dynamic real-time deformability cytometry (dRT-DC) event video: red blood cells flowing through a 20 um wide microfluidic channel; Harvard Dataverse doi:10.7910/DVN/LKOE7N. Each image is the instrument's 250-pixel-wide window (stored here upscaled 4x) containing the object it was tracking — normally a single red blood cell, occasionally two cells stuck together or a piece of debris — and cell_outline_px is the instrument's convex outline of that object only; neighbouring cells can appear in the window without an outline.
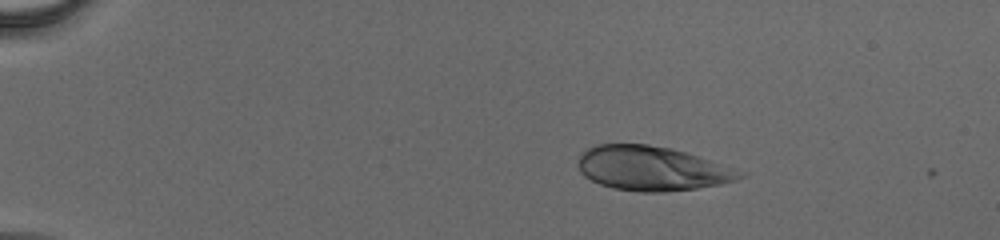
{"species": "human", "species_latin": "Homo sapiens", "temperature_condition": "cold", "stored_images_in_passage": 46, "camera_frame_rate_fps": 3000, "um_per_image_px": 0.085, "donor": {"sex": "male"}, "frame": {"image": 1, "passage_image": 1, "time_ms": 0.0, "image_size_px": [1000, 240], "cell_outline_px": [[748, 176], [736, 180], [720, 184], [696, 188], [664, 192], [640, 192], [612, 188], [600, 184], [584, 176], [580, 172], [580, 156], [588, 148], [596, 144], [648, 144], [672, 148], [748, 172]], "centroid_in_image_um": [55.47, 14.32], "position_along_channel_um": 29.5, "area_um2": 41.85}}
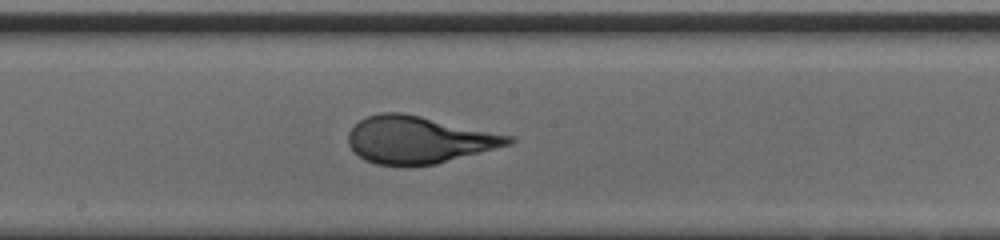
{"frame": {"image": 2, "passage_image": 23, "time_ms": 7.333, "image_size_px": [1000, 240], "cell_outline_px": [[516, 140], [512, 144], [436, 164], [376, 164], [364, 160], [348, 144], [348, 132], [364, 116], [380, 112], [400, 112], [420, 116], [516, 136]], "centroid_in_image_um": [35.62, 11.86], "position_along_channel_um": 212.6, "area_um2": 43.81}}
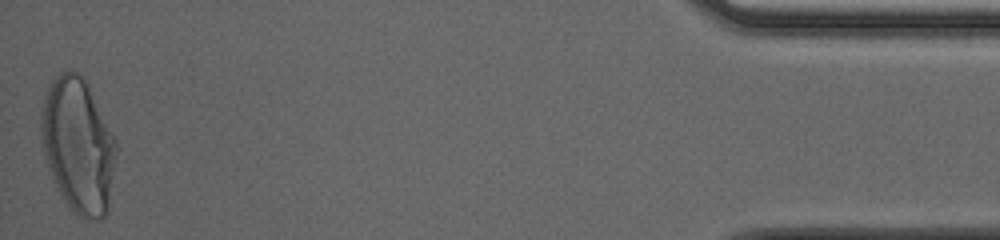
{"frame": {"image": 3, "passage_image": 46, "time_ms": 15.0, "image_size_px": [1000, 240], "cell_outline_px": [[120, 148], [108, 212], [100, 220], [84, 220], [76, 216], [56, 188], [44, 152], [40, 132], [40, 112], [44, 96], [48, 84], [60, 72], [68, 68], [76, 72], [88, 84]], "centroid_in_image_um": [6.68, 12.39], "position_along_channel_um": 428.5, "area_um2": 60.11}}